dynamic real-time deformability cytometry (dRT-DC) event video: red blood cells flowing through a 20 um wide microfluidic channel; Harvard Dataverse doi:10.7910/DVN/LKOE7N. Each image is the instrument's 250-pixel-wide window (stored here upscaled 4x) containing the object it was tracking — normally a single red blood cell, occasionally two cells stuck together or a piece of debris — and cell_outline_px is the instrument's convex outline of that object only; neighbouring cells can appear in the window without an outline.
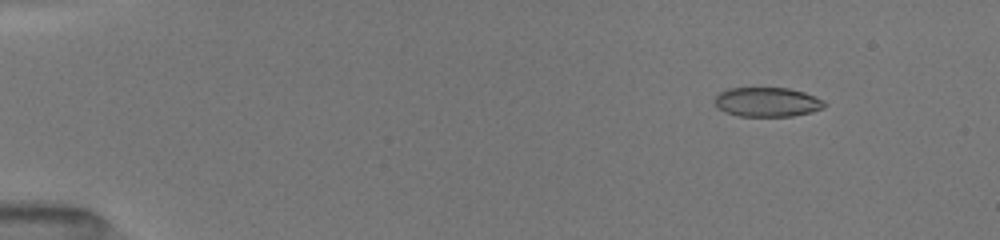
{"species": "common noctule bat (a hibernating species)", "species_latin": "Nyctalus noctula", "temperature_condition": "room temperature", "stored_images_in_passage": 21, "camera_frame_rate_fps": 3000, "um_per_image_px": 0.085, "animal": {"sex": "female", "body_mass_g": 19.5, "forearm_length_mm": 54.1}, "frame": {"image": 1, "passage_image": 3, "time_ms": 1.667, "image_size_px": [1000, 240], "cell_outline_px": [[828, 104], [824, 108], [812, 112], [792, 116], [740, 116], [724, 112], [716, 108], [716, 96], [720, 92], [728, 88], [788, 88], [804, 92], [824, 100]], "centroid_in_image_um": [65.24, 8.68], "position_along_channel_um": 19.8, "area_um2": 18.9}}
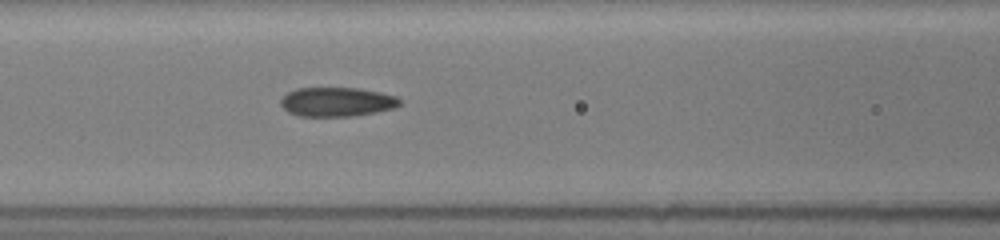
{"frame": {"image": 2, "passage_image": 16, "time_ms": 7.333, "image_size_px": [1000, 240], "cell_outline_px": [[400, 104], [392, 108], [376, 112], [352, 116], [300, 116], [288, 112], [280, 104], [280, 100], [288, 92], [296, 88], [356, 88], [380, 92], [396, 96], [400, 100]], "centroid_in_image_um": [28.61, 8.66], "position_along_channel_um": 138.0, "area_um2": 20.11}}
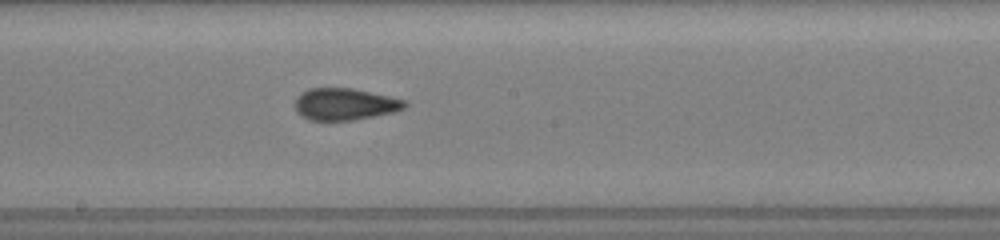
{"frame": {"image": 3, "passage_image": 21, "time_ms": 9.333, "image_size_px": [1000, 240], "cell_outline_px": [[408, 104], [404, 108], [392, 112], [352, 120], [308, 120], [296, 112], [296, 96], [300, 92], [308, 88], [352, 88], [388, 96], [404, 100]], "centroid_in_image_um": [29.26, 8.84], "position_along_channel_um": 218.9, "area_um2": 20.23}}